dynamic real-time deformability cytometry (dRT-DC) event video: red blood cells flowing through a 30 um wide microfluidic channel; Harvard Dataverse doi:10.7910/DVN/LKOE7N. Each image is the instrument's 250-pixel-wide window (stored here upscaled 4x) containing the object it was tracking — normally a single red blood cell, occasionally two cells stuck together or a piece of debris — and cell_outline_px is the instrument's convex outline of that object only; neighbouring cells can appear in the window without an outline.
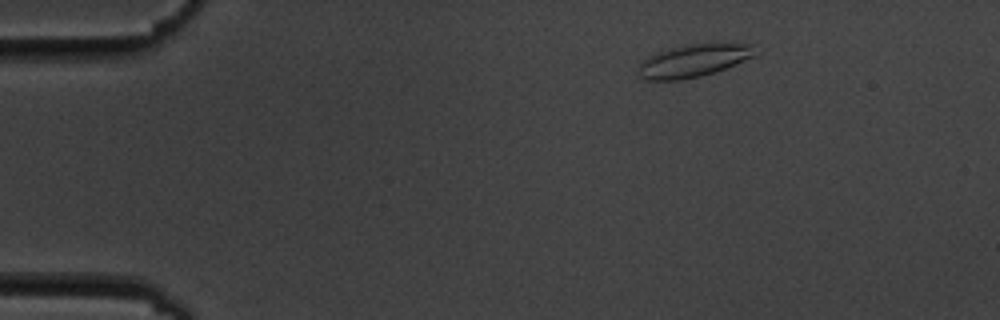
{"species": "common noctule bat (a hibernating species)", "species_latin": "Nyctalus noctula", "temperature_condition": "cold", "stored_images_in_passage": 9, "camera_frame_rate_fps": 3000, "um_per_image_px": 0.085, "animal": {"sex": "male", "body_mass_g": 19.5, "forearm_length_mm": 54.6}, "frame": {"image": 1, "passage_image": 1, "time_ms": 0.0, "image_size_px": [1000, 320], "cell_outline_px": [[756, 56], [736, 64], [700, 76], [680, 80], [644, 80], [640, 76], [640, 64], [648, 56], [684, 44], [752, 44]], "centroid_in_image_um": [58.95, 5.16], "position_along_channel_um": 26.1, "area_um2": 21.68}}
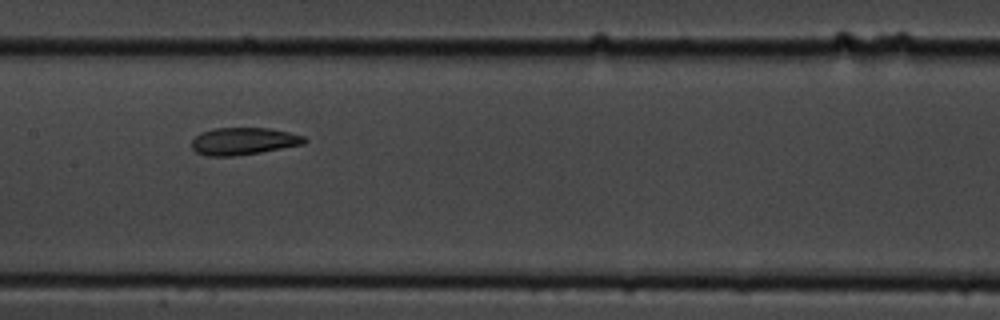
{"frame": {"image": 2, "passage_image": 6, "time_ms": 6.667, "image_size_px": [1000, 320], "cell_outline_px": [[308, 140], [304, 144], [260, 152], [232, 156], [208, 156], [196, 152], [192, 148], [192, 140], [200, 132], [212, 128], [268, 128], [288, 132], [304, 136]], "centroid_in_image_um": [20.68, 11.99], "position_along_channel_um": 186.7, "area_um2": 17.86}}
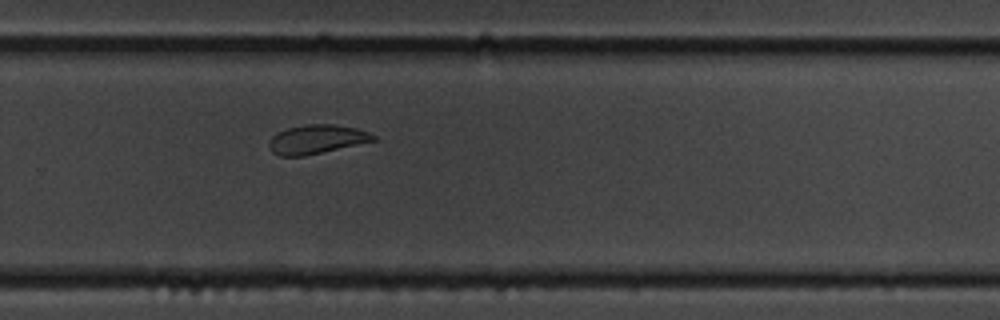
{"frame": {"image": 3, "passage_image": 9, "time_ms": 10.0, "image_size_px": [1000, 320], "cell_outline_px": [[376, 140], [304, 156], [280, 156], [272, 152], [268, 148], [268, 140], [276, 132], [288, 128], [308, 124], [332, 124], [356, 128], [368, 132], [376, 136]], "centroid_in_image_um": [26.86, 11.84], "position_along_channel_um": 302.9, "area_um2": 17.57}}